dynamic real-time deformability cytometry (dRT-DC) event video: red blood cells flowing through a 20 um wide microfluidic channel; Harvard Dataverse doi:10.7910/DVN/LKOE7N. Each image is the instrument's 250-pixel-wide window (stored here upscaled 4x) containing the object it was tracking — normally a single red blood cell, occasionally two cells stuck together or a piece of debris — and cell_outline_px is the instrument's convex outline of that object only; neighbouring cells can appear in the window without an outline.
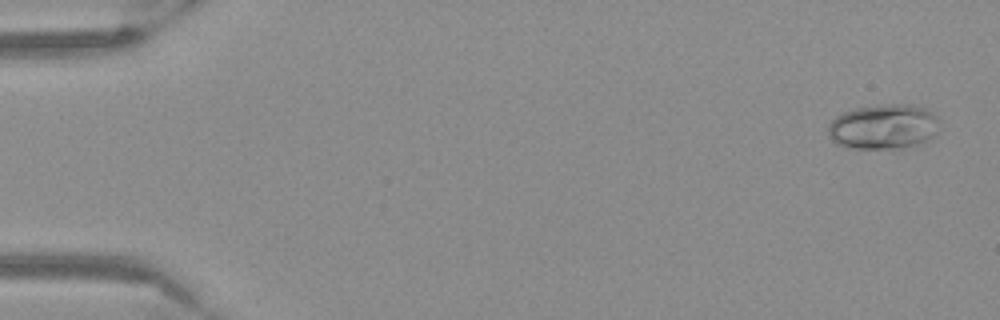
{"species": "Egyptian fruit bat (a non-hibernating species)", "species_latin": "Rousettus aegyptiacus", "temperature_condition": "warm", "stored_images_in_passage": 53, "camera_frame_rate_fps": 3000, "um_per_image_px": 0.085, "frame": {"image": 1, "passage_image": 2, "time_ms": 0.333, "image_size_px": [1000, 320], "cell_outline_px": [[940, 132], [936, 136], [924, 144], [900, 148], [848, 148], [836, 144], [828, 136], [828, 124], [836, 116], [844, 112], [856, 108], [892, 104], [912, 104], [924, 108], [932, 112], [940, 120]], "centroid_in_image_um": [75.16, 10.79], "position_along_channel_um": 9.8, "area_um2": 29.77}}
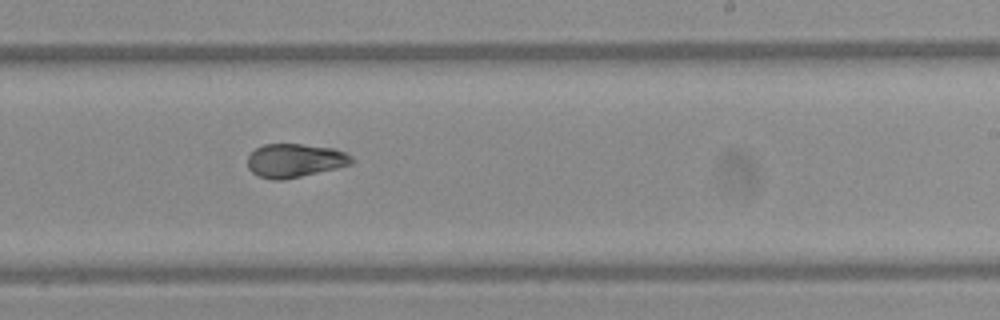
{"frame": {"image": 2, "passage_image": 33, "time_ms": 10.667, "image_size_px": [1000, 320], "cell_outline_px": [[356, 160], [352, 164], [336, 168], [284, 180], [272, 180], [256, 176], [248, 168], [248, 156], [256, 148], [264, 144], [300, 144], [332, 148], [344, 152], [352, 156]], "centroid_in_image_um": [25.06, 13.65], "position_along_channel_um": 263.9, "area_um2": 20.46}}
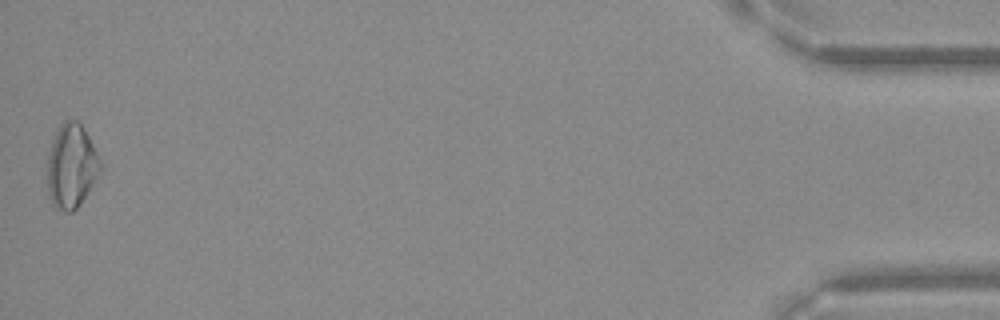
{"frame": {"image": 3, "passage_image": 53, "time_ms": 17.333, "image_size_px": [1000, 320], "cell_outline_px": [[104, 168], [80, 204], [72, 212], [64, 212], [56, 208], [52, 204], [48, 192], [48, 152], [52, 140], [60, 124], [64, 120], [76, 120], [80, 124], [88, 136], [104, 164]], "centroid_in_image_um": [6.1, 14.13], "position_along_channel_um": 429.1, "area_um2": 26.18}}